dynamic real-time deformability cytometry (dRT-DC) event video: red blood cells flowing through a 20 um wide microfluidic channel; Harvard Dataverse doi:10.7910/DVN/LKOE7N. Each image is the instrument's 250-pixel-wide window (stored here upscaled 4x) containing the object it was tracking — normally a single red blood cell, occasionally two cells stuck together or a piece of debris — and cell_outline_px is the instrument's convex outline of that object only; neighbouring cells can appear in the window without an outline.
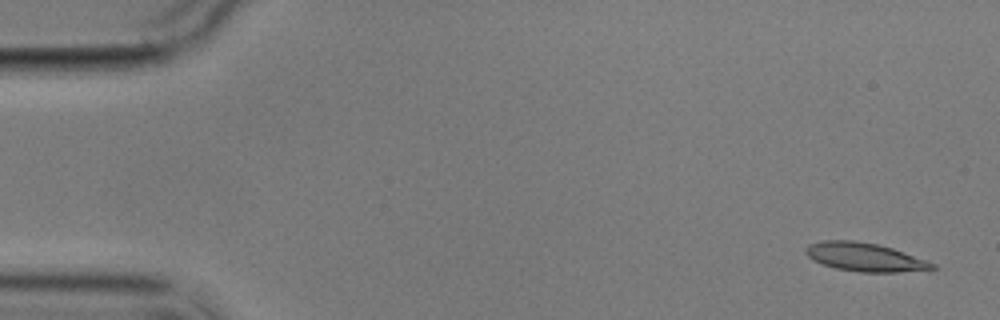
{"species": "common noctule bat (a hibernating species)", "species_latin": "Nyctalus noctula", "temperature_condition": "cold", "stored_images_in_passage": 6, "segment_of_instrument_passage": [1, 2], "camera_frame_rate_fps": 3000, "um_per_image_px": 0.085, "animal": {"sex": "male", "body_mass_g": 17.9}, "frame": {"image": 1, "passage_image": 1, "time_ms": 0.0, "image_size_px": [1000, 320], "cell_outline_px": [[936, 268], [900, 272], [860, 272], [836, 268], [812, 260], [804, 252], [804, 248], [808, 244], [824, 240], [852, 240], [876, 244], [892, 248], [936, 264]], "centroid_in_image_um": [73.45, 21.84], "position_along_channel_um": 11.6, "area_um2": 20.81}}
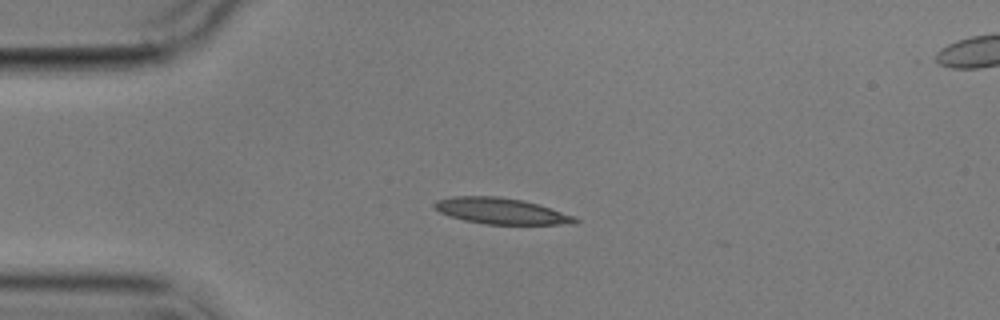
{"frame": {"image": 2, "passage_image": 4, "time_ms": 3.667, "image_size_px": [1000, 320], "cell_outline_px": [[580, 220], [576, 224], [484, 224], [464, 220], [448, 216], [432, 208], [432, 204], [436, 200], [452, 196], [496, 196], [524, 200], [576, 216]], "centroid_in_image_um": [42.57, 17.93], "position_along_channel_um": 42.4, "area_um2": 21.56}}